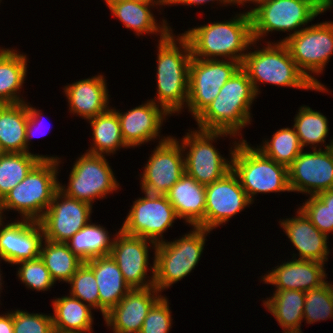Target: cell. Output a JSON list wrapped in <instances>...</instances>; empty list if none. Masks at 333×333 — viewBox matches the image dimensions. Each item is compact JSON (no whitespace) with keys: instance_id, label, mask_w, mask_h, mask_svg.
<instances>
[{"instance_id":"ba28073f","label":"cell","mask_w":333,"mask_h":333,"mask_svg":"<svg viewBox=\"0 0 333 333\" xmlns=\"http://www.w3.org/2000/svg\"><path fill=\"white\" fill-rule=\"evenodd\" d=\"M321 0H263L251 9L252 37L259 41L266 33L272 31L294 30L297 34L299 27H304L319 14ZM298 28V30H297Z\"/></svg>"},{"instance_id":"ffe728a7","label":"cell","mask_w":333,"mask_h":333,"mask_svg":"<svg viewBox=\"0 0 333 333\" xmlns=\"http://www.w3.org/2000/svg\"><path fill=\"white\" fill-rule=\"evenodd\" d=\"M154 286L131 289L105 316L113 333H139L151 307L162 297Z\"/></svg>"},{"instance_id":"44dd1931","label":"cell","mask_w":333,"mask_h":333,"mask_svg":"<svg viewBox=\"0 0 333 333\" xmlns=\"http://www.w3.org/2000/svg\"><path fill=\"white\" fill-rule=\"evenodd\" d=\"M156 99L147 101L124 114L113 109L120 121L123 140L130 147L139 146L159 136L163 119L169 115Z\"/></svg>"},{"instance_id":"681fc988","label":"cell","mask_w":333,"mask_h":333,"mask_svg":"<svg viewBox=\"0 0 333 333\" xmlns=\"http://www.w3.org/2000/svg\"><path fill=\"white\" fill-rule=\"evenodd\" d=\"M233 1V3L232 4H244V2L246 3L247 1L249 2V1H251V3L253 2V3H255V4H258L259 2H261V1H263V0H232Z\"/></svg>"},{"instance_id":"74e56055","label":"cell","mask_w":333,"mask_h":333,"mask_svg":"<svg viewBox=\"0 0 333 333\" xmlns=\"http://www.w3.org/2000/svg\"><path fill=\"white\" fill-rule=\"evenodd\" d=\"M303 318L308 324L333 318V285L326 281L305 292Z\"/></svg>"},{"instance_id":"2e32d148","label":"cell","mask_w":333,"mask_h":333,"mask_svg":"<svg viewBox=\"0 0 333 333\" xmlns=\"http://www.w3.org/2000/svg\"><path fill=\"white\" fill-rule=\"evenodd\" d=\"M91 213L92 206L89 203L70 198L58 189L50 206L39 220L44 231V239L65 243L88 224Z\"/></svg>"},{"instance_id":"9c48e42d","label":"cell","mask_w":333,"mask_h":333,"mask_svg":"<svg viewBox=\"0 0 333 333\" xmlns=\"http://www.w3.org/2000/svg\"><path fill=\"white\" fill-rule=\"evenodd\" d=\"M281 42L286 45L297 67L309 81L317 88L324 87L311 74L321 73L333 54V22L325 21L302 28Z\"/></svg>"},{"instance_id":"277c9868","label":"cell","mask_w":333,"mask_h":333,"mask_svg":"<svg viewBox=\"0 0 333 333\" xmlns=\"http://www.w3.org/2000/svg\"><path fill=\"white\" fill-rule=\"evenodd\" d=\"M59 163L58 159H41L0 201V217L3 211L13 209L22 219L39 221L59 189Z\"/></svg>"},{"instance_id":"d4e9b609","label":"cell","mask_w":333,"mask_h":333,"mask_svg":"<svg viewBox=\"0 0 333 333\" xmlns=\"http://www.w3.org/2000/svg\"><path fill=\"white\" fill-rule=\"evenodd\" d=\"M70 112L91 119L105 113L110 107L106 80L103 75L76 81L65 86Z\"/></svg>"},{"instance_id":"8d00e7d4","label":"cell","mask_w":333,"mask_h":333,"mask_svg":"<svg viewBox=\"0 0 333 333\" xmlns=\"http://www.w3.org/2000/svg\"><path fill=\"white\" fill-rule=\"evenodd\" d=\"M257 149L265 156L288 168L304 148L300 144L294 127L292 129L287 127L277 130L272 139L265 140L263 146Z\"/></svg>"},{"instance_id":"e0dca14e","label":"cell","mask_w":333,"mask_h":333,"mask_svg":"<svg viewBox=\"0 0 333 333\" xmlns=\"http://www.w3.org/2000/svg\"><path fill=\"white\" fill-rule=\"evenodd\" d=\"M111 250V257L116 261L125 282L131 289H146L154 286V262L151 280L147 279L149 259V244L156 247V243L142 237L125 234L121 229L115 235ZM148 241V242H147Z\"/></svg>"},{"instance_id":"603a6c76","label":"cell","mask_w":333,"mask_h":333,"mask_svg":"<svg viewBox=\"0 0 333 333\" xmlns=\"http://www.w3.org/2000/svg\"><path fill=\"white\" fill-rule=\"evenodd\" d=\"M298 216L280 221V226L299 251L298 260H314L325 263L329 254L328 237L312 224L298 208Z\"/></svg>"},{"instance_id":"7bdbcfd3","label":"cell","mask_w":333,"mask_h":333,"mask_svg":"<svg viewBox=\"0 0 333 333\" xmlns=\"http://www.w3.org/2000/svg\"><path fill=\"white\" fill-rule=\"evenodd\" d=\"M166 297H161L150 309L139 333H168L172 317Z\"/></svg>"},{"instance_id":"4dcf8cb0","label":"cell","mask_w":333,"mask_h":333,"mask_svg":"<svg viewBox=\"0 0 333 333\" xmlns=\"http://www.w3.org/2000/svg\"><path fill=\"white\" fill-rule=\"evenodd\" d=\"M27 72L26 55L0 48V104L24 102L17 96Z\"/></svg>"},{"instance_id":"e575fe53","label":"cell","mask_w":333,"mask_h":333,"mask_svg":"<svg viewBox=\"0 0 333 333\" xmlns=\"http://www.w3.org/2000/svg\"><path fill=\"white\" fill-rule=\"evenodd\" d=\"M40 258L54 281H65L66 283L76 273L77 269L84 263L63 242L44 241L41 246Z\"/></svg>"},{"instance_id":"4fadbf2b","label":"cell","mask_w":333,"mask_h":333,"mask_svg":"<svg viewBox=\"0 0 333 333\" xmlns=\"http://www.w3.org/2000/svg\"><path fill=\"white\" fill-rule=\"evenodd\" d=\"M144 194V197L134 201L121 230L127 235L146 238L157 244L163 241L162 234L172 227L178 217L166 195Z\"/></svg>"},{"instance_id":"5bb4252c","label":"cell","mask_w":333,"mask_h":333,"mask_svg":"<svg viewBox=\"0 0 333 333\" xmlns=\"http://www.w3.org/2000/svg\"><path fill=\"white\" fill-rule=\"evenodd\" d=\"M174 137H164L153 150L141 178L143 192L166 195L185 173L184 150Z\"/></svg>"},{"instance_id":"8fae6325","label":"cell","mask_w":333,"mask_h":333,"mask_svg":"<svg viewBox=\"0 0 333 333\" xmlns=\"http://www.w3.org/2000/svg\"><path fill=\"white\" fill-rule=\"evenodd\" d=\"M69 176L67 188L59 182V190L68 197L84 201L91 206L95 198L103 199L119 188L105 155L88 152L81 155L74 163Z\"/></svg>"},{"instance_id":"7402d4cb","label":"cell","mask_w":333,"mask_h":333,"mask_svg":"<svg viewBox=\"0 0 333 333\" xmlns=\"http://www.w3.org/2000/svg\"><path fill=\"white\" fill-rule=\"evenodd\" d=\"M324 264L314 260H298L284 262L275 267L263 281L275 285L276 290L308 291L320 287L327 277Z\"/></svg>"},{"instance_id":"4316f807","label":"cell","mask_w":333,"mask_h":333,"mask_svg":"<svg viewBox=\"0 0 333 333\" xmlns=\"http://www.w3.org/2000/svg\"><path fill=\"white\" fill-rule=\"evenodd\" d=\"M159 5L153 0H123L113 3L109 6L113 16L119 18L126 28L133 29L139 36L145 33H160V39H163L172 29L167 22L163 20V25L156 24V20L149 8Z\"/></svg>"},{"instance_id":"7a4b0ae2","label":"cell","mask_w":333,"mask_h":333,"mask_svg":"<svg viewBox=\"0 0 333 333\" xmlns=\"http://www.w3.org/2000/svg\"><path fill=\"white\" fill-rule=\"evenodd\" d=\"M157 51V101L168 114L179 113L188 101L190 43L183 34L175 39L171 30L159 40Z\"/></svg>"},{"instance_id":"f6af8a7d","label":"cell","mask_w":333,"mask_h":333,"mask_svg":"<svg viewBox=\"0 0 333 333\" xmlns=\"http://www.w3.org/2000/svg\"><path fill=\"white\" fill-rule=\"evenodd\" d=\"M0 333H14L13 329V313L0 315Z\"/></svg>"},{"instance_id":"1f68e13d","label":"cell","mask_w":333,"mask_h":333,"mask_svg":"<svg viewBox=\"0 0 333 333\" xmlns=\"http://www.w3.org/2000/svg\"><path fill=\"white\" fill-rule=\"evenodd\" d=\"M69 249L83 262L111 254L114 239L100 225L86 224L65 242Z\"/></svg>"},{"instance_id":"b9f144b4","label":"cell","mask_w":333,"mask_h":333,"mask_svg":"<svg viewBox=\"0 0 333 333\" xmlns=\"http://www.w3.org/2000/svg\"><path fill=\"white\" fill-rule=\"evenodd\" d=\"M299 208L306 217L326 236L333 232V212L316 195H310Z\"/></svg>"},{"instance_id":"db71d44e","label":"cell","mask_w":333,"mask_h":333,"mask_svg":"<svg viewBox=\"0 0 333 333\" xmlns=\"http://www.w3.org/2000/svg\"><path fill=\"white\" fill-rule=\"evenodd\" d=\"M1 275H2V274L0 273V289H1V286H2V283H1V282H2V281H1V280H2V276H1Z\"/></svg>"},{"instance_id":"6da1fadb","label":"cell","mask_w":333,"mask_h":333,"mask_svg":"<svg viewBox=\"0 0 333 333\" xmlns=\"http://www.w3.org/2000/svg\"><path fill=\"white\" fill-rule=\"evenodd\" d=\"M183 35L190 43L192 57L216 60L218 59L216 57L221 56L241 64L246 55L244 51L249 45L251 47L256 43L252 37L249 11L236 15L231 21L214 22L192 28Z\"/></svg>"},{"instance_id":"cb8c5ba5","label":"cell","mask_w":333,"mask_h":333,"mask_svg":"<svg viewBox=\"0 0 333 333\" xmlns=\"http://www.w3.org/2000/svg\"><path fill=\"white\" fill-rule=\"evenodd\" d=\"M176 215L189 225L205 229V185L184 173L166 194Z\"/></svg>"},{"instance_id":"c3c4849f","label":"cell","mask_w":333,"mask_h":333,"mask_svg":"<svg viewBox=\"0 0 333 333\" xmlns=\"http://www.w3.org/2000/svg\"><path fill=\"white\" fill-rule=\"evenodd\" d=\"M333 6V0H321L320 1V7L322 13L328 9H330Z\"/></svg>"},{"instance_id":"d6a6232c","label":"cell","mask_w":333,"mask_h":333,"mask_svg":"<svg viewBox=\"0 0 333 333\" xmlns=\"http://www.w3.org/2000/svg\"><path fill=\"white\" fill-rule=\"evenodd\" d=\"M93 129V147L87 150L95 155L111 154L119 148H128L123 140L117 113L109 108L105 113L88 120Z\"/></svg>"},{"instance_id":"ac0fdd59","label":"cell","mask_w":333,"mask_h":333,"mask_svg":"<svg viewBox=\"0 0 333 333\" xmlns=\"http://www.w3.org/2000/svg\"><path fill=\"white\" fill-rule=\"evenodd\" d=\"M205 229L213 230L252 204L231 170L224 177L205 185Z\"/></svg>"},{"instance_id":"9a60e30c","label":"cell","mask_w":333,"mask_h":333,"mask_svg":"<svg viewBox=\"0 0 333 333\" xmlns=\"http://www.w3.org/2000/svg\"><path fill=\"white\" fill-rule=\"evenodd\" d=\"M288 184L291 192L309 195L333 189V140L324 151H302L288 167Z\"/></svg>"},{"instance_id":"30bf717a","label":"cell","mask_w":333,"mask_h":333,"mask_svg":"<svg viewBox=\"0 0 333 333\" xmlns=\"http://www.w3.org/2000/svg\"><path fill=\"white\" fill-rule=\"evenodd\" d=\"M225 135H230L231 138L235 136L229 132L200 129L187 133L181 143L184 151L187 147L189 148L184 157L185 173L198 183L207 185L221 179L231 171V159L228 161L223 158L211 143L219 136Z\"/></svg>"},{"instance_id":"8992f818","label":"cell","mask_w":333,"mask_h":333,"mask_svg":"<svg viewBox=\"0 0 333 333\" xmlns=\"http://www.w3.org/2000/svg\"><path fill=\"white\" fill-rule=\"evenodd\" d=\"M234 144V149L230 150L232 171L251 203L257 193L290 192L286 166L265 156L244 139Z\"/></svg>"},{"instance_id":"f907efd6","label":"cell","mask_w":333,"mask_h":333,"mask_svg":"<svg viewBox=\"0 0 333 333\" xmlns=\"http://www.w3.org/2000/svg\"><path fill=\"white\" fill-rule=\"evenodd\" d=\"M104 1L106 2V4H107L108 7H109L110 5H112V4L115 3V2L123 1V0H104Z\"/></svg>"},{"instance_id":"f5cc1de1","label":"cell","mask_w":333,"mask_h":333,"mask_svg":"<svg viewBox=\"0 0 333 333\" xmlns=\"http://www.w3.org/2000/svg\"><path fill=\"white\" fill-rule=\"evenodd\" d=\"M4 153L3 149L1 148V145H0V156Z\"/></svg>"},{"instance_id":"7dc6e473","label":"cell","mask_w":333,"mask_h":333,"mask_svg":"<svg viewBox=\"0 0 333 333\" xmlns=\"http://www.w3.org/2000/svg\"><path fill=\"white\" fill-rule=\"evenodd\" d=\"M316 196L333 212V189L322 191Z\"/></svg>"},{"instance_id":"d6986e66","label":"cell","mask_w":333,"mask_h":333,"mask_svg":"<svg viewBox=\"0 0 333 333\" xmlns=\"http://www.w3.org/2000/svg\"><path fill=\"white\" fill-rule=\"evenodd\" d=\"M2 219L3 217H0V259L10 264H17L40 257L41 246L45 240L40 222L22 219L23 221L3 226Z\"/></svg>"},{"instance_id":"836d02e7","label":"cell","mask_w":333,"mask_h":333,"mask_svg":"<svg viewBox=\"0 0 333 333\" xmlns=\"http://www.w3.org/2000/svg\"><path fill=\"white\" fill-rule=\"evenodd\" d=\"M41 159H60L30 152H4L0 156V201L20 183Z\"/></svg>"},{"instance_id":"3957f363","label":"cell","mask_w":333,"mask_h":333,"mask_svg":"<svg viewBox=\"0 0 333 333\" xmlns=\"http://www.w3.org/2000/svg\"><path fill=\"white\" fill-rule=\"evenodd\" d=\"M256 97L247 72L240 67L195 119L199 129L224 131L236 136L246 124H251L250 106Z\"/></svg>"},{"instance_id":"f546056e","label":"cell","mask_w":333,"mask_h":333,"mask_svg":"<svg viewBox=\"0 0 333 333\" xmlns=\"http://www.w3.org/2000/svg\"><path fill=\"white\" fill-rule=\"evenodd\" d=\"M274 295L264 300V306L276 318L285 333H303L300 325L303 318L305 292L301 290H275Z\"/></svg>"},{"instance_id":"bcb514c9","label":"cell","mask_w":333,"mask_h":333,"mask_svg":"<svg viewBox=\"0 0 333 333\" xmlns=\"http://www.w3.org/2000/svg\"><path fill=\"white\" fill-rule=\"evenodd\" d=\"M210 1H218V0H168V4L167 5H172V4H183V5H192V4H196V5H199V4H203V3H206V2H210ZM222 4H231L233 3L232 0H219Z\"/></svg>"},{"instance_id":"60d3db41","label":"cell","mask_w":333,"mask_h":333,"mask_svg":"<svg viewBox=\"0 0 333 333\" xmlns=\"http://www.w3.org/2000/svg\"><path fill=\"white\" fill-rule=\"evenodd\" d=\"M14 333H54L51 315L12 311Z\"/></svg>"},{"instance_id":"484cf974","label":"cell","mask_w":333,"mask_h":333,"mask_svg":"<svg viewBox=\"0 0 333 333\" xmlns=\"http://www.w3.org/2000/svg\"><path fill=\"white\" fill-rule=\"evenodd\" d=\"M84 263L94 273L99 289V309L104 317L131 288L111 255L97 257Z\"/></svg>"},{"instance_id":"d590c367","label":"cell","mask_w":333,"mask_h":333,"mask_svg":"<svg viewBox=\"0 0 333 333\" xmlns=\"http://www.w3.org/2000/svg\"><path fill=\"white\" fill-rule=\"evenodd\" d=\"M293 127L302 148L310 144L311 146L314 145L313 149H317L318 143L324 144L329 131L326 116L312 110L308 106L300 107L298 114L294 118Z\"/></svg>"},{"instance_id":"816d5d0a","label":"cell","mask_w":333,"mask_h":333,"mask_svg":"<svg viewBox=\"0 0 333 333\" xmlns=\"http://www.w3.org/2000/svg\"><path fill=\"white\" fill-rule=\"evenodd\" d=\"M153 1H157L159 3V5H167L168 4V0H153Z\"/></svg>"},{"instance_id":"83f0119b","label":"cell","mask_w":333,"mask_h":333,"mask_svg":"<svg viewBox=\"0 0 333 333\" xmlns=\"http://www.w3.org/2000/svg\"><path fill=\"white\" fill-rule=\"evenodd\" d=\"M54 333H91L93 319L89 304L70 296L52 301Z\"/></svg>"},{"instance_id":"f35d334b","label":"cell","mask_w":333,"mask_h":333,"mask_svg":"<svg viewBox=\"0 0 333 333\" xmlns=\"http://www.w3.org/2000/svg\"><path fill=\"white\" fill-rule=\"evenodd\" d=\"M71 285L72 297L86 304L92 309H99V289L93 271L83 263L68 281ZM94 307V308H93Z\"/></svg>"},{"instance_id":"f1b7e54d","label":"cell","mask_w":333,"mask_h":333,"mask_svg":"<svg viewBox=\"0 0 333 333\" xmlns=\"http://www.w3.org/2000/svg\"><path fill=\"white\" fill-rule=\"evenodd\" d=\"M26 102L0 104V145L4 152H26Z\"/></svg>"},{"instance_id":"ee69618b","label":"cell","mask_w":333,"mask_h":333,"mask_svg":"<svg viewBox=\"0 0 333 333\" xmlns=\"http://www.w3.org/2000/svg\"><path fill=\"white\" fill-rule=\"evenodd\" d=\"M27 108H28V119H27V125H26V152H29V141H31L30 139L34 136V130H33V127L34 128H38L39 124L41 123H38V118H39V121H40V110H37L35 108H33L32 106H29L27 105ZM38 126H37V125ZM40 128V127H39ZM38 128V129H39Z\"/></svg>"},{"instance_id":"52a82bcc","label":"cell","mask_w":333,"mask_h":333,"mask_svg":"<svg viewBox=\"0 0 333 333\" xmlns=\"http://www.w3.org/2000/svg\"><path fill=\"white\" fill-rule=\"evenodd\" d=\"M180 239L156 244L154 287L161 292L187 276L200 260L206 235L210 230L194 227Z\"/></svg>"},{"instance_id":"7c38bea8","label":"cell","mask_w":333,"mask_h":333,"mask_svg":"<svg viewBox=\"0 0 333 333\" xmlns=\"http://www.w3.org/2000/svg\"><path fill=\"white\" fill-rule=\"evenodd\" d=\"M241 67L233 60H206L192 57L189 66V111L196 119L217 97L221 87Z\"/></svg>"},{"instance_id":"ab89813d","label":"cell","mask_w":333,"mask_h":333,"mask_svg":"<svg viewBox=\"0 0 333 333\" xmlns=\"http://www.w3.org/2000/svg\"><path fill=\"white\" fill-rule=\"evenodd\" d=\"M18 264L20 267L17 275L26 287L37 291H47L54 285L55 281L40 257L21 261Z\"/></svg>"},{"instance_id":"5b68a950","label":"cell","mask_w":333,"mask_h":333,"mask_svg":"<svg viewBox=\"0 0 333 333\" xmlns=\"http://www.w3.org/2000/svg\"><path fill=\"white\" fill-rule=\"evenodd\" d=\"M267 47L254 52H247L241 67L247 72L252 87L258 95L259 82L277 86H287L305 90L327 91L325 87L317 88L299 70L283 42L269 43ZM259 92V93H258Z\"/></svg>"}]
</instances>
